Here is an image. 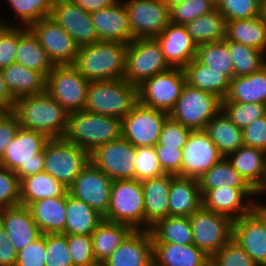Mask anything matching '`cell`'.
I'll return each mask as SVG.
<instances>
[{
	"label": "cell",
	"instance_id": "cell-40",
	"mask_svg": "<svg viewBox=\"0 0 266 266\" xmlns=\"http://www.w3.org/2000/svg\"><path fill=\"white\" fill-rule=\"evenodd\" d=\"M226 158L252 188L257 185L266 163L264 150L242 146Z\"/></svg>",
	"mask_w": 266,
	"mask_h": 266
},
{
	"label": "cell",
	"instance_id": "cell-67",
	"mask_svg": "<svg viewBox=\"0 0 266 266\" xmlns=\"http://www.w3.org/2000/svg\"><path fill=\"white\" fill-rule=\"evenodd\" d=\"M148 266H159L154 260Z\"/></svg>",
	"mask_w": 266,
	"mask_h": 266
},
{
	"label": "cell",
	"instance_id": "cell-62",
	"mask_svg": "<svg viewBox=\"0 0 266 266\" xmlns=\"http://www.w3.org/2000/svg\"><path fill=\"white\" fill-rule=\"evenodd\" d=\"M14 98L8 91L3 75L0 69V110L2 112H12L14 106Z\"/></svg>",
	"mask_w": 266,
	"mask_h": 266
},
{
	"label": "cell",
	"instance_id": "cell-5",
	"mask_svg": "<svg viewBox=\"0 0 266 266\" xmlns=\"http://www.w3.org/2000/svg\"><path fill=\"white\" fill-rule=\"evenodd\" d=\"M50 138L38 131L19 127L13 140L6 147L0 165L23 178L44 171V147Z\"/></svg>",
	"mask_w": 266,
	"mask_h": 266
},
{
	"label": "cell",
	"instance_id": "cell-1",
	"mask_svg": "<svg viewBox=\"0 0 266 266\" xmlns=\"http://www.w3.org/2000/svg\"><path fill=\"white\" fill-rule=\"evenodd\" d=\"M23 129L38 131L49 138H62L69 113L47 92L16 99L12 109Z\"/></svg>",
	"mask_w": 266,
	"mask_h": 266
},
{
	"label": "cell",
	"instance_id": "cell-66",
	"mask_svg": "<svg viewBox=\"0 0 266 266\" xmlns=\"http://www.w3.org/2000/svg\"><path fill=\"white\" fill-rule=\"evenodd\" d=\"M262 16L266 19V0H262Z\"/></svg>",
	"mask_w": 266,
	"mask_h": 266
},
{
	"label": "cell",
	"instance_id": "cell-30",
	"mask_svg": "<svg viewBox=\"0 0 266 266\" xmlns=\"http://www.w3.org/2000/svg\"><path fill=\"white\" fill-rule=\"evenodd\" d=\"M41 234L63 233L66 223V195L38 200L27 206Z\"/></svg>",
	"mask_w": 266,
	"mask_h": 266
},
{
	"label": "cell",
	"instance_id": "cell-8",
	"mask_svg": "<svg viewBox=\"0 0 266 266\" xmlns=\"http://www.w3.org/2000/svg\"><path fill=\"white\" fill-rule=\"evenodd\" d=\"M171 68L156 38L134 39L127 46L124 80L138 87L145 80Z\"/></svg>",
	"mask_w": 266,
	"mask_h": 266
},
{
	"label": "cell",
	"instance_id": "cell-57",
	"mask_svg": "<svg viewBox=\"0 0 266 266\" xmlns=\"http://www.w3.org/2000/svg\"><path fill=\"white\" fill-rule=\"evenodd\" d=\"M157 157L165 174L181 176L182 149L177 147H165V145H155Z\"/></svg>",
	"mask_w": 266,
	"mask_h": 266
},
{
	"label": "cell",
	"instance_id": "cell-54",
	"mask_svg": "<svg viewBox=\"0 0 266 266\" xmlns=\"http://www.w3.org/2000/svg\"><path fill=\"white\" fill-rule=\"evenodd\" d=\"M18 26L0 21V69L15 63Z\"/></svg>",
	"mask_w": 266,
	"mask_h": 266
},
{
	"label": "cell",
	"instance_id": "cell-14",
	"mask_svg": "<svg viewBox=\"0 0 266 266\" xmlns=\"http://www.w3.org/2000/svg\"><path fill=\"white\" fill-rule=\"evenodd\" d=\"M136 147L122 136L98 146L90 161L110 179H135Z\"/></svg>",
	"mask_w": 266,
	"mask_h": 266
},
{
	"label": "cell",
	"instance_id": "cell-3",
	"mask_svg": "<svg viewBox=\"0 0 266 266\" xmlns=\"http://www.w3.org/2000/svg\"><path fill=\"white\" fill-rule=\"evenodd\" d=\"M121 136V119L80 110L69 113L63 138L90 154L98 146Z\"/></svg>",
	"mask_w": 266,
	"mask_h": 266
},
{
	"label": "cell",
	"instance_id": "cell-13",
	"mask_svg": "<svg viewBox=\"0 0 266 266\" xmlns=\"http://www.w3.org/2000/svg\"><path fill=\"white\" fill-rule=\"evenodd\" d=\"M168 113L138 103L122 120V137L137 147H154Z\"/></svg>",
	"mask_w": 266,
	"mask_h": 266
},
{
	"label": "cell",
	"instance_id": "cell-19",
	"mask_svg": "<svg viewBox=\"0 0 266 266\" xmlns=\"http://www.w3.org/2000/svg\"><path fill=\"white\" fill-rule=\"evenodd\" d=\"M50 17L68 32L79 47L99 41L90 13L71 0H55Z\"/></svg>",
	"mask_w": 266,
	"mask_h": 266
},
{
	"label": "cell",
	"instance_id": "cell-39",
	"mask_svg": "<svg viewBox=\"0 0 266 266\" xmlns=\"http://www.w3.org/2000/svg\"><path fill=\"white\" fill-rule=\"evenodd\" d=\"M185 27L197 46L226 39L227 21L217 8L194 19Z\"/></svg>",
	"mask_w": 266,
	"mask_h": 266
},
{
	"label": "cell",
	"instance_id": "cell-63",
	"mask_svg": "<svg viewBox=\"0 0 266 266\" xmlns=\"http://www.w3.org/2000/svg\"><path fill=\"white\" fill-rule=\"evenodd\" d=\"M265 191H266V163H265V167L262 171V176H261L259 182L253 188V193H254L253 196L258 195V194L262 195L261 193H263V192L265 193Z\"/></svg>",
	"mask_w": 266,
	"mask_h": 266
},
{
	"label": "cell",
	"instance_id": "cell-36",
	"mask_svg": "<svg viewBox=\"0 0 266 266\" xmlns=\"http://www.w3.org/2000/svg\"><path fill=\"white\" fill-rule=\"evenodd\" d=\"M67 193L66 186L44 171L20 181V204L24 206L38 200L64 196Z\"/></svg>",
	"mask_w": 266,
	"mask_h": 266
},
{
	"label": "cell",
	"instance_id": "cell-52",
	"mask_svg": "<svg viewBox=\"0 0 266 266\" xmlns=\"http://www.w3.org/2000/svg\"><path fill=\"white\" fill-rule=\"evenodd\" d=\"M210 266H258L232 239L211 258Z\"/></svg>",
	"mask_w": 266,
	"mask_h": 266
},
{
	"label": "cell",
	"instance_id": "cell-42",
	"mask_svg": "<svg viewBox=\"0 0 266 266\" xmlns=\"http://www.w3.org/2000/svg\"><path fill=\"white\" fill-rule=\"evenodd\" d=\"M198 183L201 196H203L208 190L223 186L239 189H253L233 168L226 157H223L200 178H198Z\"/></svg>",
	"mask_w": 266,
	"mask_h": 266
},
{
	"label": "cell",
	"instance_id": "cell-38",
	"mask_svg": "<svg viewBox=\"0 0 266 266\" xmlns=\"http://www.w3.org/2000/svg\"><path fill=\"white\" fill-rule=\"evenodd\" d=\"M204 130L224 157L244 146L243 130L222 110L209 121Z\"/></svg>",
	"mask_w": 266,
	"mask_h": 266
},
{
	"label": "cell",
	"instance_id": "cell-7",
	"mask_svg": "<svg viewBox=\"0 0 266 266\" xmlns=\"http://www.w3.org/2000/svg\"><path fill=\"white\" fill-rule=\"evenodd\" d=\"M90 161V154L62 138H50L44 147V172L69 188Z\"/></svg>",
	"mask_w": 266,
	"mask_h": 266
},
{
	"label": "cell",
	"instance_id": "cell-16",
	"mask_svg": "<svg viewBox=\"0 0 266 266\" xmlns=\"http://www.w3.org/2000/svg\"><path fill=\"white\" fill-rule=\"evenodd\" d=\"M112 182V179L89 161L68 188V193L105 216L110 203Z\"/></svg>",
	"mask_w": 266,
	"mask_h": 266
},
{
	"label": "cell",
	"instance_id": "cell-21",
	"mask_svg": "<svg viewBox=\"0 0 266 266\" xmlns=\"http://www.w3.org/2000/svg\"><path fill=\"white\" fill-rule=\"evenodd\" d=\"M99 41L129 44L133 37L124 2L90 13Z\"/></svg>",
	"mask_w": 266,
	"mask_h": 266
},
{
	"label": "cell",
	"instance_id": "cell-26",
	"mask_svg": "<svg viewBox=\"0 0 266 266\" xmlns=\"http://www.w3.org/2000/svg\"><path fill=\"white\" fill-rule=\"evenodd\" d=\"M142 182L144 196V226L149 230L157 221L169 216L170 174Z\"/></svg>",
	"mask_w": 266,
	"mask_h": 266
},
{
	"label": "cell",
	"instance_id": "cell-46",
	"mask_svg": "<svg viewBox=\"0 0 266 266\" xmlns=\"http://www.w3.org/2000/svg\"><path fill=\"white\" fill-rule=\"evenodd\" d=\"M24 27L49 17L55 0H7Z\"/></svg>",
	"mask_w": 266,
	"mask_h": 266
},
{
	"label": "cell",
	"instance_id": "cell-32",
	"mask_svg": "<svg viewBox=\"0 0 266 266\" xmlns=\"http://www.w3.org/2000/svg\"><path fill=\"white\" fill-rule=\"evenodd\" d=\"M133 231L129 225L104 219L91 234L97 264L105 262Z\"/></svg>",
	"mask_w": 266,
	"mask_h": 266
},
{
	"label": "cell",
	"instance_id": "cell-45",
	"mask_svg": "<svg viewBox=\"0 0 266 266\" xmlns=\"http://www.w3.org/2000/svg\"><path fill=\"white\" fill-rule=\"evenodd\" d=\"M222 111L238 128L243 130L255 120L266 115V105L222 101Z\"/></svg>",
	"mask_w": 266,
	"mask_h": 266
},
{
	"label": "cell",
	"instance_id": "cell-9",
	"mask_svg": "<svg viewBox=\"0 0 266 266\" xmlns=\"http://www.w3.org/2000/svg\"><path fill=\"white\" fill-rule=\"evenodd\" d=\"M221 110L219 97L186 84L169 116L191 130H203Z\"/></svg>",
	"mask_w": 266,
	"mask_h": 266
},
{
	"label": "cell",
	"instance_id": "cell-60",
	"mask_svg": "<svg viewBox=\"0 0 266 266\" xmlns=\"http://www.w3.org/2000/svg\"><path fill=\"white\" fill-rule=\"evenodd\" d=\"M18 252L8 241L5 229L0 225V266H16Z\"/></svg>",
	"mask_w": 266,
	"mask_h": 266
},
{
	"label": "cell",
	"instance_id": "cell-17",
	"mask_svg": "<svg viewBox=\"0 0 266 266\" xmlns=\"http://www.w3.org/2000/svg\"><path fill=\"white\" fill-rule=\"evenodd\" d=\"M54 65L73 64L79 50L74 39L52 17H46L28 27Z\"/></svg>",
	"mask_w": 266,
	"mask_h": 266
},
{
	"label": "cell",
	"instance_id": "cell-65",
	"mask_svg": "<svg viewBox=\"0 0 266 266\" xmlns=\"http://www.w3.org/2000/svg\"><path fill=\"white\" fill-rule=\"evenodd\" d=\"M168 7L169 9L173 6H176L182 2H185L187 0H162Z\"/></svg>",
	"mask_w": 266,
	"mask_h": 266
},
{
	"label": "cell",
	"instance_id": "cell-10",
	"mask_svg": "<svg viewBox=\"0 0 266 266\" xmlns=\"http://www.w3.org/2000/svg\"><path fill=\"white\" fill-rule=\"evenodd\" d=\"M193 244L212 258L233 238V220L201 206L189 216Z\"/></svg>",
	"mask_w": 266,
	"mask_h": 266
},
{
	"label": "cell",
	"instance_id": "cell-41",
	"mask_svg": "<svg viewBox=\"0 0 266 266\" xmlns=\"http://www.w3.org/2000/svg\"><path fill=\"white\" fill-rule=\"evenodd\" d=\"M152 243L193 244L189 217L168 216L149 229Z\"/></svg>",
	"mask_w": 266,
	"mask_h": 266
},
{
	"label": "cell",
	"instance_id": "cell-58",
	"mask_svg": "<svg viewBox=\"0 0 266 266\" xmlns=\"http://www.w3.org/2000/svg\"><path fill=\"white\" fill-rule=\"evenodd\" d=\"M244 146L258 148L266 152V115L243 129Z\"/></svg>",
	"mask_w": 266,
	"mask_h": 266
},
{
	"label": "cell",
	"instance_id": "cell-48",
	"mask_svg": "<svg viewBox=\"0 0 266 266\" xmlns=\"http://www.w3.org/2000/svg\"><path fill=\"white\" fill-rule=\"evenodd\" d=\"M216 8L226 21L262 15V0H217Z\"/></svg>",
	"mask_w": 266,
	"mask_h": 266
},
{
	"label": "cell",
	"instance_id": "cell-59",
	"mask_svg": "<svg viewBox=\"0 0 266 266\" xmlns=\"http://www.w3.org/2000/svg\"><path fill=\"white\" fill-rule=\"evenodd\" d=\"M19 127V122L12 112H2L0 114V159Z\"/></svg>",
	"mask_w": 266,
	"mask_h": 266
},
{
	"label": "cell",
	"instance_id": "cell-22",
	"mask_svg": "<svg viewBox=\"0 0 266 266\" xmlns=\"http://www.w3.org/2000/svg\"><path fill=\"white\" fill-rule=\"evenodd\" d=\"M252 195H254L253 189L223 186L208 190L202 196V206L217 214L228 216L234 221L254 209L255 201L251 200L250 202L247 200L244 202L243 200L247 196L250 197Z\"/></svg>",
	"mask_w": 266,
	"mask_h": 266
},
{
	"label": "cell",
	"instance_id": "cell-20",
	"mask_svg": "<svg viewBox=\"0 0 266 266\" xmlns=\"http://www.w3.org/2000/svg\"><path fill=\"white\" fill-rule=\"evenodd\" d=\"M232 239L258 266H266V221L255 209L234 220Z\"/></svg>",
	"mask_w": 266,
	"mask_h": 266
},
{
	"label": "cell",
	"instance_id": "cell-56",
	"mask_svg": "<svg viewBox=\"0 0 266 266\" xmlns=\"http://www.w3.org/2000/svg\"><path fill=\"white\" fill-rule=\"evenodd\" d=\"M45 235L41 234L27 247L18 251L16 266H45Z\"/></svg>",
	"mask_w": 266,
	"mask_h": 266
},
{
	"label": "cell",
	"instance_id": "cell-2",
	"mask_svg": "<svg viewBox=\"0 0 266 266\" xmlns=\"http://www.w3.org/2000/svg\"><path fill=\"white\" fill-rule=\"evenodd\" d=\"M127 46L109 41L80 46L72 65L89 82L124 78Z\"/></svg>",
	"mask_w": 266,
	"mask_h": 266
},
{
	"label": "cell",
	"instance_id": "cell-55",
	"mask_svg": "<svg viewBox=\"0 0 266 266\" xmlns=\"http://www.w3.org/2000/svg\"><path fill=\"white\" fill-rule=\"evenodd\" d=\"M191 131V129L168 116L163 123L159 141L156 145H165V147H177V149H182Z\"/></svg>",
	"mask_w": 266,
	"mask_h": 266
},
{
	"label": "cell",
	"instance_id": "cell-15",
	"mask_svg": "<svg viewBox=\"0 0 266 266\" xmlns=\"http://www.w3.org/2000/svg\"><path fill=\"white\" fill-rule=\"evenodd\" d=\"M124 4L135 39L156 38L170 23L169 7L162 0H126Z\"/></svg>",
	"mask_w": 266,
	"mask_h": 266
},
{
	"label": "cell",
	"instance_id": "cell-18",
	"mask_svg": "<svg viewBox=\"0 0 266 266\" xmlns=\"http://www.w3.org/2000/svg\"><path fill=\"white\" fill-rule=\"evenodd\" d=\"M223 157L204 129L192 130L182 148L181 177L198 179Z\"/></svg>",
	"mask_w": 266,
	"mask_h": 266
},
{
	"label": "cell",
	"instance_id": "cell-6",
	"mask_svg": "<svg viewBox=\"0 0 266 266\" xmlns=\"http://www.w3.org/2000/svg\"><path fill=\"white\" fill-rule=\"evenodd\" d=\"M104 219L129 225L134 230H145L142 182L136 179L113 180Z\"/></svg>",
	"mask_w": 266,
	"mask_h": 266
},
{
	"label": "cell",
	"instance_id": "cell-64",
	"mask_svg": "<svg viewBox=\"0 0 266 266\" xmlns=\"http://www.w3.org/2000/svg\"><path fill=\"white\" fill-rule=\"evenodd\" d=\"M254 209L264 218L266 221V205L264 206L260 204V201L258 203L254 204Z\"/></svg>",
	"mask_w": 266,
	"mask_h": 266
},
{
	"label": "cell",
	"instance_id": "cell-37",
	"mask_svg": "<svg viewBox=\"0 0 266 266\" xmlns=\"http://www.w3.org/2000/svg\"><path fill=\"white\" fill-rule=\"evenodd\" d=\"M266 51V19L260 15L250 19L227 21L226 39Z\"/></svg>",
	"mask_w": 266,
	"mask_h": 266
},
{
	"label": "cell",
	"instance_id": "cell-44",
	"mask_svg": "<svg viewBox=\"0 0 266 266\" xmlns=\"http://www.w3.org/2000/svg\"><path fill=\"white\" fill-rule=\"evenodd\" d=\"M227 46L232 57L235 77L250 75L266 66L263 51L234 41H227Z\"/></svg>",
	"mask_w": 266,
	"mask_h": 266
},
{
	"label": "cell",
	"instance_id": "cell-12",
	"mask_svg": "<svg viewBox=\"0 0 266 266\" xmlns=\"http://www.w3.org/2000/svg\"><path fill=\"white\" fill-rule=\"evenodd\" d=\"M185 85L186 77L183 68L171 67L138 86L139 103L169 114Z\"/></svg>",
	"mask_w": 266,
	"mask_h": 266
},
{
	"label": "cell",
	"instance_id": "cell-27",
	"mask_svg": "<svg viewBox=\"0 0 266 266\" xmlns=\"http://www.w3.org/2000/svg\"><path fill=\"white\" fill-rule=\"evenodd\" d=\"M201 206L198 179L170 174L169 216L189 217Z\"/></svg>",
	"mask_w": 266,
	"mask_h": 266
},
{
	"label": "cell",
	"instance_id": "cell-61",
	"mask_svg": "<svg viewBox=\"0 0 266 266\" xmlns=\"http://www.w3.org/2000/svg\"><path fill=\"white\" fill-rule=\"evenodd\" d=\"M88 13H92L104 8H108L119 0H71Z\"/></svg>",
	"mask_w": 266,
	"mask_h": 266
},
{
	"label": "cell",
	"instance_id": "cell-51",
	"mask_svg": "<svg viewBox=\"0 0 266 266\" xmlns=\"http://www.w3.org/2000/svg\"><path fill=\"white\" fill-rule=\"evenodd\" d=\"M73 266H95L92 238L89 235H66Z\"/></svg>",
	"mask_w": 266,
	"mask_h": 266
},
{
	"label": "cell",
	"instance_id": "cell-33",
	"mask_svg": "<svg viewBox=\"0 0 266 266\" xmlns=\"http://www.w3.org/2000/svg\"><path fill=\"white\" fill-rule=\"evenodd\" d=\"M104 220V216L85 202L66 194L65 235H89Z\"/></svg>",
	"mask_w": 266,
	"mask_h": 266
},
{
	"label": "cell",
	"instance_id": "cell-28",
	"mask_svg": "<svg viewBox=\"0 0 266 266\" xmlns=\"http://www.w3.org/2000/svg\"><path fill=\"white\" fill-rule=\"evenodd\" d=\"M1 72L14 100L46 92V77L38 71L13 63L2 68Z\"/></svg>",
	"mask_w": 266,
	"mask_h": 266
},
{
	"label": "cell",
	"instance_id": "cell-47",
	"mask_svg": "<svg viewBox=\"0 0 266 266\" xmlns=\"http://www.w3.org/2000/svg\"><path fill=\"white\" fill-rule=\"evenodd\" d=\"M216 9L214 0H187L169 9L170 22L187 25L194 19Z\"/></svg>",
	"mask_w": 266,
	"mask_h": 266
},
{
	"label": "cell",
	"instance_id": "cell-34",
	"mask_svg": "<svg viewBox=\"0 0 266 266\" xmlns=\"http://www.w3.org/2000/svg\"><path fill=\"white\" fill-rule=\"evenodd\" d=\"M222 101L266 105V66L250 75L233 77Z\"/></svg>",
	"mask_w": 266,
	"mask_h": 266
},
{
	"label": "cell",
	"instance_id": "cell-24",
	"mask_svg": "<svg viewBox=\"0 0 266 266\" xmlns=\"http://www.w3.org/2000/svg\"><path fill=\"white\" fill-rule=\"evenodd\" d=\"M156 40L171 67L183 68L196 56L197 45L188 35L185 25L170 22Z\"/></svg>",
	"mask_w": 266,
	"mask_h": 266
},
{
	"label": "cell",
	"instance_id": "cell-4",
	"mask_svg": "<svg viewBox=\"0 0 266 266\" xmlns=\"http://www.w3.org/2000/svg\"><path fill=\"white\" fill-rule=\"evenodd\" d=\"M139 103L138 87L124 78L90 82L84 110L123 119Z\"/></svg>",
	"mask_w": 266,
	"mask_h": 266
},
{
	"label": "cell",
	"instance_id": "cell-43",
	"mask_svg": "<svg viewBox=\"0 0 266 266\" xmlns=\"http://www.w3.org/2000/svg\"><path fill=\"white\" fill-rule=\"evenodd\" d=\"M195 58L216 72H222L229 80L235 77L227 40L198 45Z\"/></svg>",
	"mask_w": 266,
	"mask_h": 266
},
{
	"label": "cell",
	"instance_id": "cell-50",
	"mask_svg": "<svg viewBox=\"0 0 266 266\" xmlns=\"http://www.w3.org/2000/svg\"><path fill=\"white\" fill-rule=\"evenodd\" d=\"M165 174L160 166L155 147H137L135 158V179L143 181Z\"/></svg>",
	"mask_w": 266,
	"mask_h": 266
},
{
	"label": "cell",
	"instance_id": "cell-53",
	"mask_svg": "<svg viewBox=\"0 0 266 266\" xmlns=\"http://www.w3.org/2000/svg\"><path fill=\"white\" fill-rule=\"evenodd\" d=\"M20 204V180L14 171L0 165V209Z\"/></svg>",
	"mask_w": 266,
	"mask_h": 266
},
{
	"label": "cell",
	"instance_id": "cell-35",
	"mask_svg": "<svg viewBox=\"0 0 266 266\" xmlns=\"http://www.w3.org/2000/svg\"><path fill=\"white\" fill-rule=\"evenodd\" d=\"M183 70L189 86L214 94L221 100L227 95L230 80L222 72H216L196 58L186 64Z\"/></svg>",
	"mask_w": 266,
	"mask_h": 266
},
{
	"label": "cell",
	"instance_id": "cell-11",
	"mask_svg": "<svg viewBox=\"0 0 266 266\" xmlns=\"http://www.w3.org/2000/svg\"><path fill=\"white\" fill-rule=\"evenodd\" d=\"M89 83L72 64L54 65L46 77V92L68 113L80 111Z\"/></svg>",
	"mask_w": 266,
	"mask_h": 266
},
{
	"label": "cell",
	"instance_id": "cell-29",
	"mask_svg": "<svg viewBox=\"0 0 266 266\" xmlns=\"http://www.w3.org/2000/svg\"><path fill=\"white\" fill-rule=\"evenodd\" d=\"M159 266H210L211 258L194 244L152 243Z\"/></svg>",
	"mask_w": 266,
	"mask_h": 266
},
{
	"label": "cell",
	"instance_id": "cell-23",
	"mask_svg": "<svg viewBox=\"0 0 266 266\" xmlns=\"http://www.w3.org/2000/svg\"><path fill=\"white\" fill-rule=\"evenodd\" d=\"M0 225L17 252L41 235L29 208L21 204L0 209Z\"/></svg>",
	"mask_w": 266,
	"mask_h": 266
},
{
	"label": "cell",
	"instance_id": "cell-31",
	"mask_svg": "<svg viewBox=\"0 0 266 266\" xmlns=\"http://www.w3.org/2000/svg\"><path fill=\"white\" fill-rule=\"evenodd\" d=\"M18 27V46L15 63L42 73L45 77L53 69L54 64L49 59L37 37L28 28Z\"/></svg>",
	"mask_w": 266,
	"mask_h": 266
},
{
	"label": "cell",
	"instance_id": "cell-25",
	"mask_svg": "<svg viewBox=\"0 0 266 266\" xmlns=\"http://www.w3.org/2000/svg\"><path fill=\"white\" fill-rule=\"evenodd\" d=\"M153 260V244L149 230H134L104 266H148Z\"/></svg>",
	"mask_w": 266,
	"mask_h": 266
},
{
	"label": "cell",
	"instance_id": "cell-49",
	"mask_svg": "<svg viewBox=\"0 0 266 266\" xmlns=\"http://www.w3.org/2000/svg\"><path fill=\"white\" fill-rule=\"evenodd\" d=\"M45 245V266H73L65 234H45Z\"/></svg>",
	"mask_w": 266,
	"mask_h": 266
}]
</instances>
